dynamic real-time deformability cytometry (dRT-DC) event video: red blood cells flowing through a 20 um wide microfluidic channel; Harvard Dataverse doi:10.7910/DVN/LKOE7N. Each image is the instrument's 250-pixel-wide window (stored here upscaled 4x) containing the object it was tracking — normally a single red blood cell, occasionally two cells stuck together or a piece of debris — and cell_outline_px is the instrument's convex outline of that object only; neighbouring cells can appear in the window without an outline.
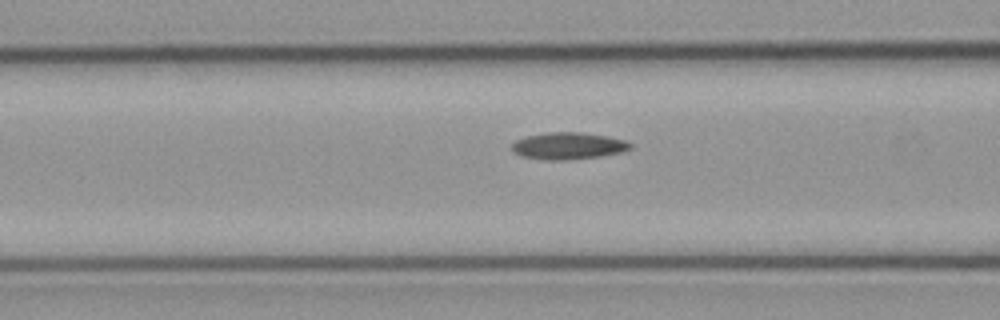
{"species": "common noctule bat (a hibernating species)", "species_latin": "Nyctalus noctula", "temperature_condition": "cold", "stored_images_in_passage": 7, "camera_frame_rate_fps": 3000, "um_per_image_px": 0.085, "animal": {"sex": "male", "body_mass_g": 23.1, "forearm_length_mm": 52.7}, "frame": {"image": 1, "passage_image": 5, "time_ms": 1.333, "image_size_px": [1000, 320], "cell_outline_px": [[632, 148], [620, 152], [600, 156], [564, 160], [548, 160], [520, 156], [512, 152], [512, 144], [516, 140], [528, 136], [544, 132], [580, 132], [608, 136], [624, 140], [632, 144]], "centroid_in_image_um": [48.28, 12.39], "position_along_channel_um": 118.3, "area_um2": 18.55}}